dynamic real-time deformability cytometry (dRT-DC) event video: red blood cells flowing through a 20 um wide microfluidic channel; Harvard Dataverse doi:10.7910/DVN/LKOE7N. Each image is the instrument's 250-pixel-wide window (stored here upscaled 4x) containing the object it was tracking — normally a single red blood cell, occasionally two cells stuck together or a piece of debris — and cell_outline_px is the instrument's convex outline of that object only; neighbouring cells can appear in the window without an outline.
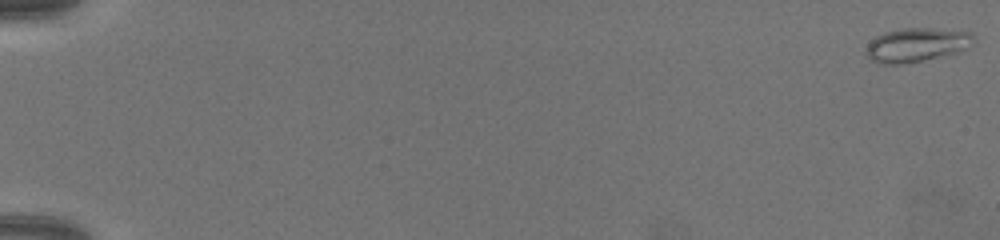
{"species": "common noctule bat (a hibernating species)", "species_latin": "Nyctalus noctula", "temperature_condition": "warm", "stored_images_in_passage": 70, "segment_of_instrument_passage": [1, 2], "camera_frame_rate_fps": 3000, "um_per_image_px": 0.085, "animal": {"sex": "female", "body_mass_g": 19.5, "forearm_length_mm": 54.1}, "frame": {"image": 1, "passage_image": 1, "time_ms": 0.0, "image_size_px": [1000, 240], "cell_outline_px": [[976, 44], [956, 52], [920, 60], [900, 64], [880, 64], [868, 60], [868, 44], [876, 36], [884, 32], [904, 28], [932, 28], [972, 32], [976, 40]], "centroid_in_image_um": [77.94, 3.8], "position_along_channel_um": 7.1, "area_um2": 21.1}}
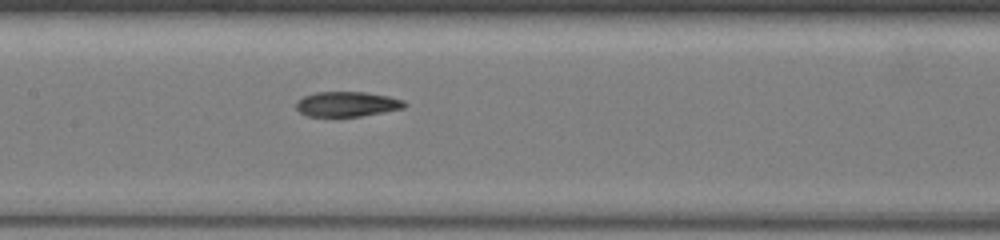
{"frame": {"image": 2, "passage_image": 37, "time_ms": 12.0, "image_size_px": [1000, 240], "cell_outline_px": [[408, 104], [404, 108], [360, 116], [308, 116], [300, 112], [296, 108], [296, 100], [304, 96], [316, 92], [364, 92], [388, 96], [404, 100]], "centroid_in_image_um": [29.49, 8.84], "position_along_channel_um": 177.9, "area_um2": 15.72}}
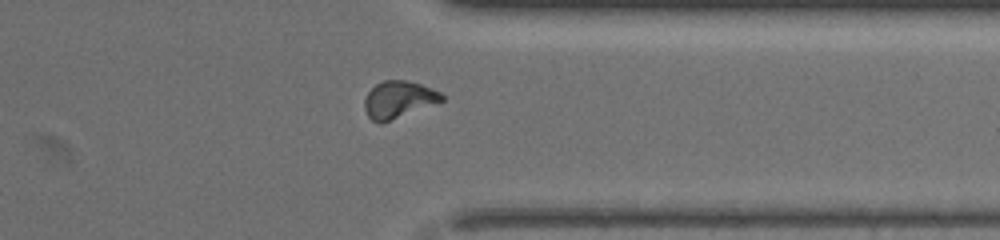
{"frame": {"image": 3, "passage_image": 56, "time_ms": 18.333, "image_size_px": [1000, 240], "cell_outline_px": [[444, 100], [380, 124], [372, 120], [368, 116], [364, 108], [364, 100], [368, 92], [376, 84], [384, 80], [408, 80], [432, 88], [440, 92], [444, 96]], "centroid_in_image_um": [33.86, 8.45], "position_along_channel_um": 377.5, "area_um2": 16.53}}